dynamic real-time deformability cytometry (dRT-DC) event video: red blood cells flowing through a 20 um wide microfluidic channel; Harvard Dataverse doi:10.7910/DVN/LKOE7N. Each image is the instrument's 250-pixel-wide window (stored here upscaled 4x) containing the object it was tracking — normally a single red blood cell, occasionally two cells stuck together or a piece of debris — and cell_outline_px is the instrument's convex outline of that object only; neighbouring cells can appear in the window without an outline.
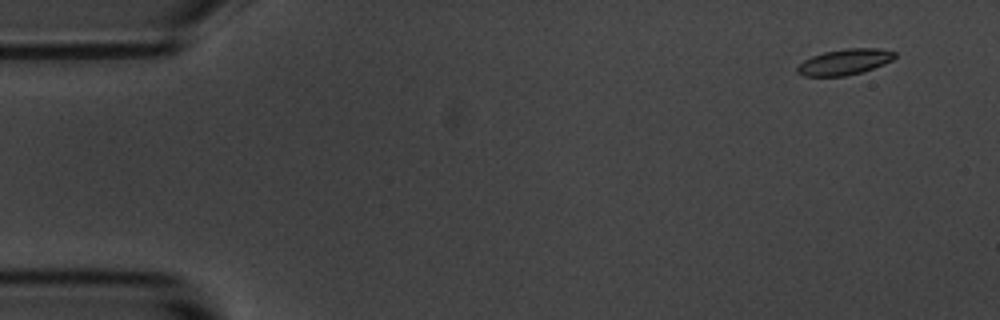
{"species": "common noctule bat (a hibernating species)", "species_latin": "Nyctalus noctula", "temperature_condition": "room temperature", "stored_images_in_passage": 52, "camera_frame_rate_fps": 3000, "um_per_image_px": 0.085, "animal": {"sex": "male", "body_mass_g": 20.1, "forearm_length_mm": 53.5}, "frame": {"image": 1, "passage_image": 1, "time_ms": 0.0, "image_size_px": [1000, 320], "cell_outline_px": [[896, 56], [892, 60], [884, 64], [864, 72], [844, 76], [804, 76], [796, 72], [796, 68], [804, 60], [812, 56], [824, 52], [848, 48], [880, 48], [896, 52]], "centroid_in_image_um": [71.81, 5.26], "position_along_channel_um": 13.2, "area_um2": 14.74}}
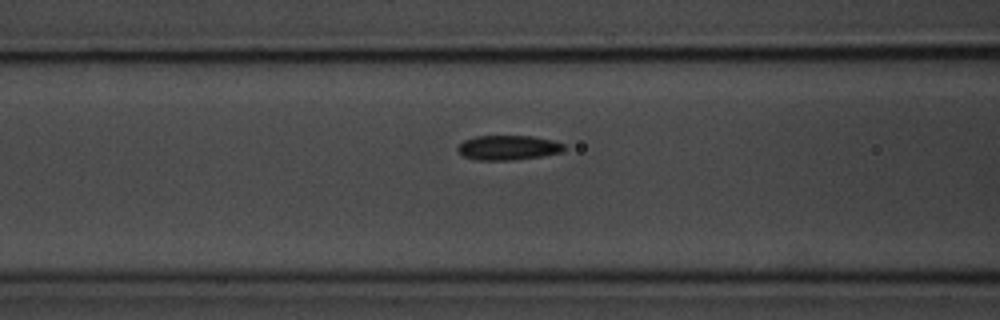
{"frame": {"image": 2, "passage_image": 19, "time_ms": 6.0, "image_size_px": [1000, 320], "cell_outline_px": [[564, 148], [560, 152], [540, 156], [512, 160], [476, 160], [464, 156], [456, 148], [464, 140], [476, 136], [532, 136], [552, 140], [564, 144]], "centroid_in_image_um": [43.16, 12.54], "position_along_channel_um": 123.4, "area_um2": 15.09}}
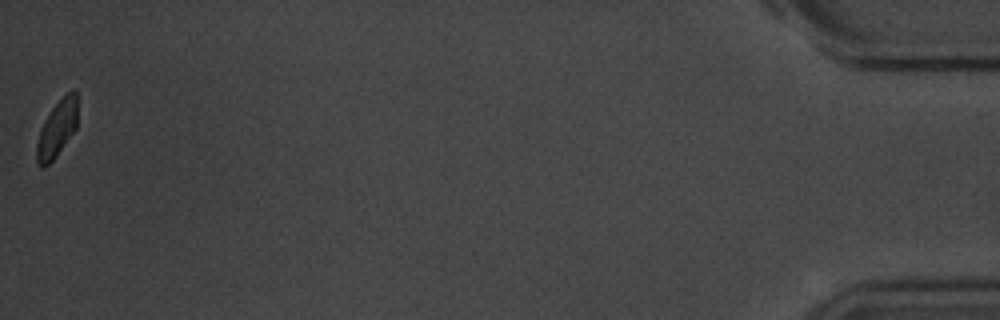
{"frame": {"image": 3, "passage_image": 52, "time_ms": 17.0, "image_size_px": [1000, 320], "cell_outline_px": [[76, 128], [56, 156], [44, 168], [40, 168], [36, 160], [36, 144], [44, 120], [52, 108], [72, 88], [76, 92]], "centroid_in_image_um": [4.82, 10.98], "position_along_channel_um": 430.4, "area_um2": 13.18}, "authors_computed_cell_mechanics": {"area_um2": 15.0858, "velocity_mm_per_s": 3.6708, "shape_relaxation_time_tau1_ms": 3.1013, "shape_relaxation_time_tau2_ms": 1.6893, "deformation_change_tau1": 0.1211, "deformation_change_tau2": 0.0586}}